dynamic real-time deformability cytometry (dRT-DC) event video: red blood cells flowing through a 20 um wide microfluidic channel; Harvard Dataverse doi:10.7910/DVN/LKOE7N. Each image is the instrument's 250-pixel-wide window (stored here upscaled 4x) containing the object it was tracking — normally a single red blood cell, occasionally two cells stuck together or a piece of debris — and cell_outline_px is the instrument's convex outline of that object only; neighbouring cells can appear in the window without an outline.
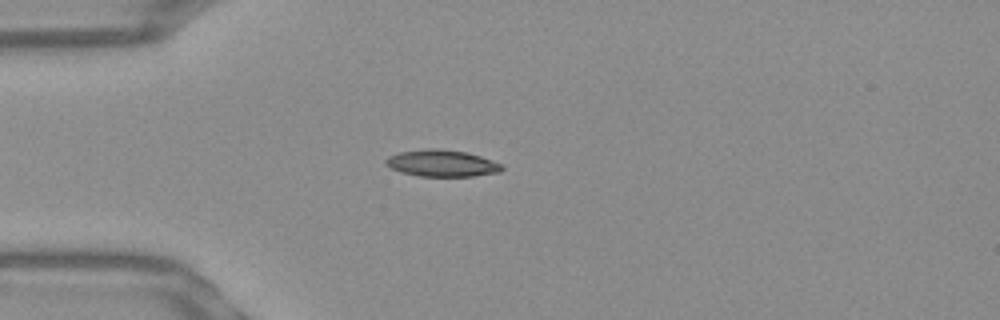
{"species": "Egyptian fruit bat (a non-hibernating species)", "species_latin": "Rousettus aegyptiacus", "temperature_condition": "warm", "stored_images_in_passage": 28, "camera_frame_rate_fps": 3000, "um_per_image_px": 0.085, "frame": {"image": 1, "passage_image": 1, "time_ms": 0.0, "image_size_px": [1000, 320], "cell_outline_px": [[500, 168], [484, 172], [460, 176], [436, 176], [412, 172], [416, 152], [456, 152], [472, 156], [484, 160]], "centroid_in_image_um": [38.22, 13.96], "position_along_channel_um": 46.8, "area_um2": 11.44}}
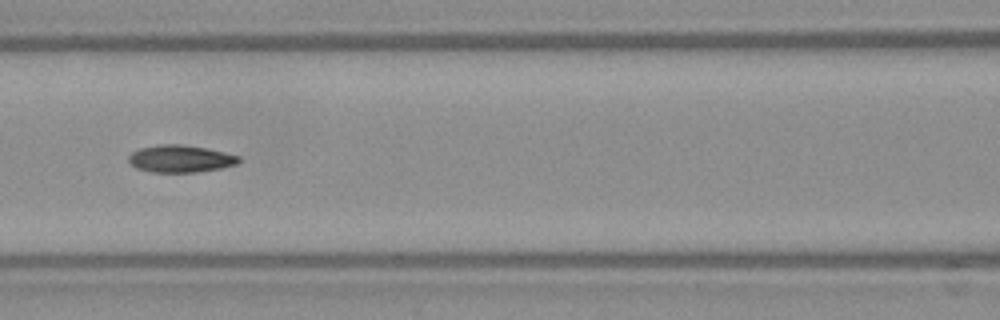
{"frame": {"image": 2, "passage_image": 10, "time_ms": 3.0, "image_size_px": [1000, 320], "cell_outline_px": [[236, 160], [224, 164], [208, 168], [152, 168], [140, 164], [136, 160], [144, 152], [156, 148], [196, 148], [232, 156]], "centroid_in_image_um": [15.54, 13.47], "position_along_channel_um": 151.1, "area_um2": 11.39}}
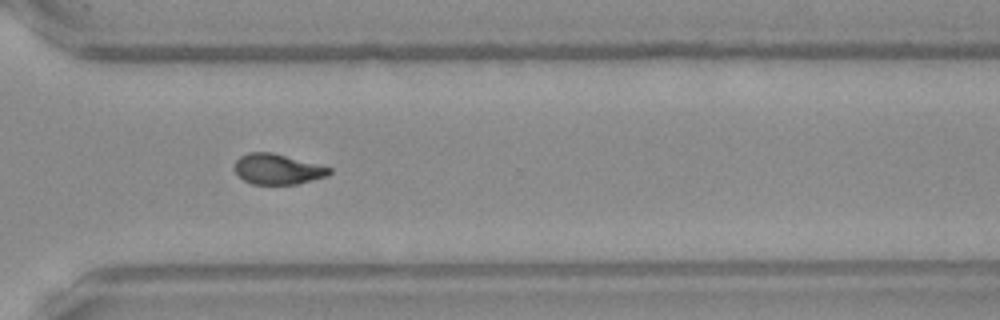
{"frame": {"image": 3, "passage_image": 25, "time_ms": 8.0, "image_size_px": [1000, 320], "cell_outline_px": [[328, 172], [316, 176], [300, 180], [280, 184], [268, 184], [252, 180], [244, 176], [240, 172], [248, 156], [276, 156], [328, 168]], "centroid_in_image_um": [23.71, 14.44], "position_along_channel_um": 346.9, "area_um2": 12.37}}